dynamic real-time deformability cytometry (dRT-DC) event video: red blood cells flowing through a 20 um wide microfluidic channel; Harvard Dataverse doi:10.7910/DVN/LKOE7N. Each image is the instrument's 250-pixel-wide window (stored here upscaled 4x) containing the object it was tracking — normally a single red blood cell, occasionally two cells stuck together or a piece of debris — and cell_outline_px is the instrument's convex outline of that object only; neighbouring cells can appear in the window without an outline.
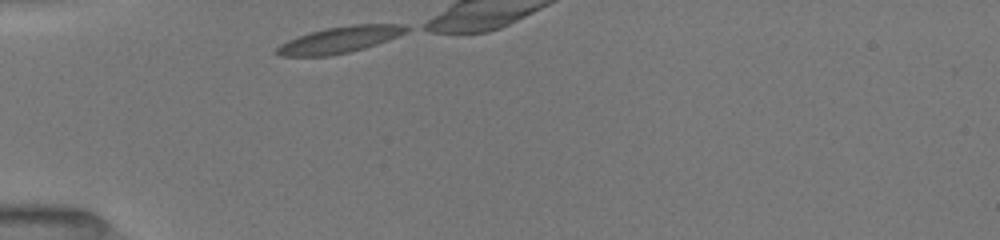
{"species": "common noctule bat (a hibernating species)", "species_latin": "Nyctalus noctula", "temperature_condition": "room temperature", "stored_images_in_passage": 10, "camera_frame_rate_fps": 3000, "um_per_image_px": 0.085, "animal": {"sex": "female", "body_mass_g": 19.5, "forearm_length_mm": 54.1}, "frame": {"image": 1, "passage_image": 1, "time_ms": 0.0, "image_size_px": [1000, 240], "cell_outline_px": [[412, 28], [388, 40], [364, 48], [348, 52], [328, 56], [280, 56], [276, 52], [276, 48], [280, 44], [296, 36], [308, 32], [328, 28], [352, 24], [404, 24]], "centroid_in_image_um": [28.86, 3.37], "position_along_channel_um": 56.1, "area_um2": 19.83}}
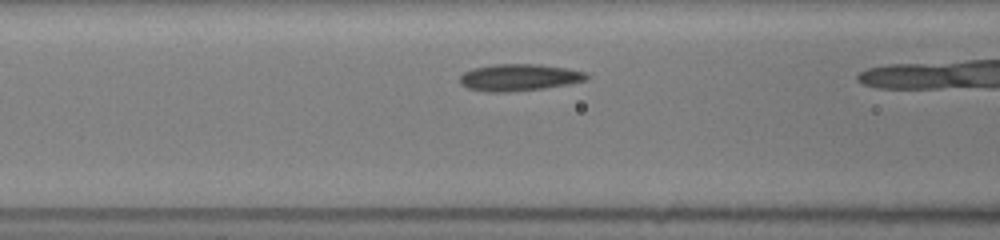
{"frame": {"image": 2, "passage_image": 6, "time_ms": 2.0, "image_size_px": [1000, 240], "cell_outline_px": [[588, 76], [584, 80], [568, 84], [544, 88], [508, 92], [492, 92], [468, 88], [460, 84], [460, 76], [464, 72], [476, 68], [492, 64], [540, 64], [564, 68], [584, 72]], "centroid_in_image_um": [44.09, 6.58], "position_along_channel_um": 122.5, "area_um2": 19.54}}
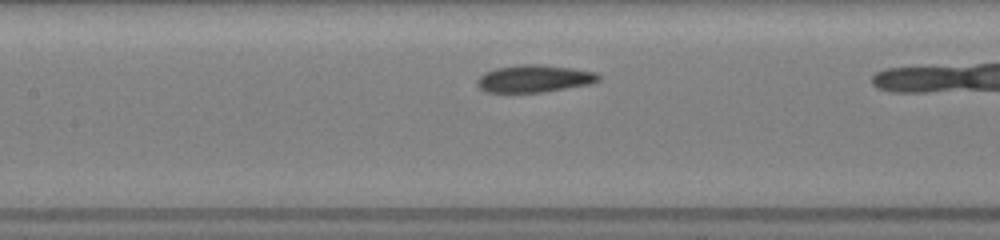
{"frame": {"image": 3, "passage_image": 9, "time_ms": 3.0, "image_size_px": [1000, 240], "cell_outline_px": [[600, 80], [592, 84], [544, 92], [484, 92], [476, 84], [476, 80], [484, 72], [496, 68], [520, 64], [540, 64], [572, 68], [596, 72], [600, 76]], "centroid_in_image_um": [45.41, 6.68], "position_along_channel_um": 162.0, "area_um2": 19.54}}